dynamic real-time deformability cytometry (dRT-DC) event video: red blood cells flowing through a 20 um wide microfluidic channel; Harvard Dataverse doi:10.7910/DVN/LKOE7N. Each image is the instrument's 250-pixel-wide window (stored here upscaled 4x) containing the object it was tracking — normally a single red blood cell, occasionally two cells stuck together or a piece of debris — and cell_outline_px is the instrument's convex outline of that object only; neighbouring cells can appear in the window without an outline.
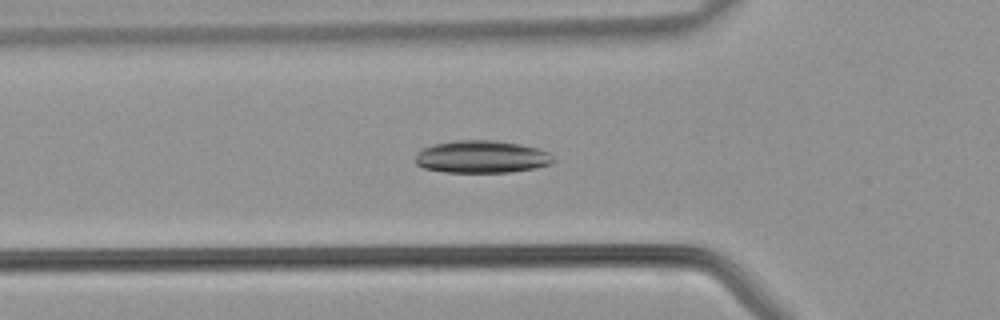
{"species": "common noctule bat (a hibernating species)", "species_latin": "Nyctalus noctula", "temperature_condition": "warm", "stored_images_in_passage": 38, "camera_frame_rate_fps": 3000, "um_per_image_px": 0.085, "animal": {"sex": "male", "body_mass_g": 21.5, "forearm_length_mm": 52.0}, "frame": {"image": 1, "passage_image": 11, "time_ms": 3.333, "image_size_px": [1000, 320], "cell_outline_px": [[556, 160], [552, 164], [536, 168], [512, 172], [444, 172], [424, 168], [416, 164], [416, 152], [432, 144], [456, 140], [492, 140], [520, 144], [536, 148], [548, 152]], "centroid_in_image_um": [40.95, 13.33], "position_along_channel_um": 84.9, "area_um2": 26.24}}
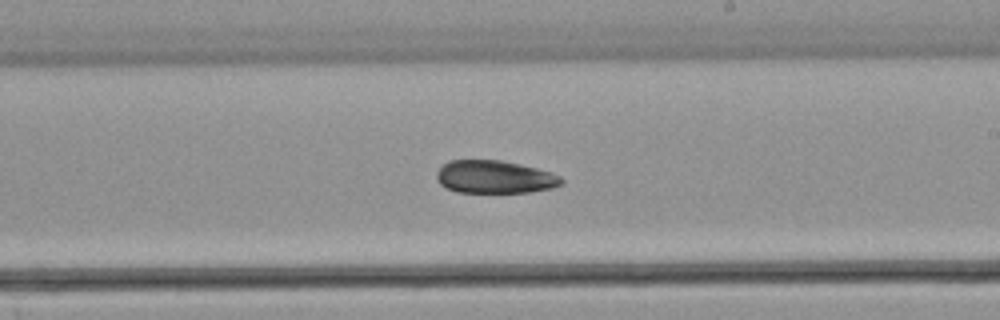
{"frame": {"image": 2, "passage_image": 21, "time_ms": 6.667, "image_size_px": [1000, 320], "cell_outline_px": [[564, 184], [552, 188], [528, 192], [456, 192], [440, 184], [436, 176], [436, 172], [448, 160], [500, 160], [520, 164], [552, 172], [560, 176], [564, 180]], "centroid_in_image_um": [42.07, 15.04], "position_along_channel_um": 246.9, "area_um2": 23.93}}
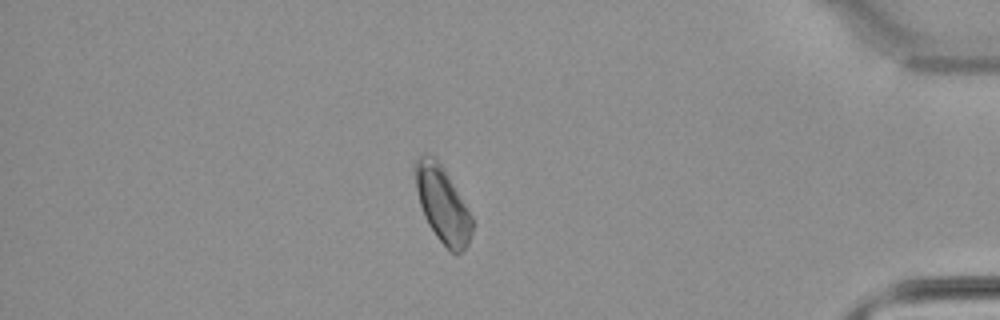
{"frame": {"image": 3, "passage_image": 33, "time_ms": 10.667, "image_size_px": [1000, 320], "cell_outline_px": [[472, 232], [468, 244], [456, 256], [436, 236], [428, 224], [424, 216], [420, 204], [416, 188], [412, 168], [412, 164], [416, 156], [424, 152], [428, 152], [444, 168], [472, 216]], "centroid_in_image_um": [37.56, 17.3], "position_along_channel_um": 397.6, "area_um2": 25.37}}